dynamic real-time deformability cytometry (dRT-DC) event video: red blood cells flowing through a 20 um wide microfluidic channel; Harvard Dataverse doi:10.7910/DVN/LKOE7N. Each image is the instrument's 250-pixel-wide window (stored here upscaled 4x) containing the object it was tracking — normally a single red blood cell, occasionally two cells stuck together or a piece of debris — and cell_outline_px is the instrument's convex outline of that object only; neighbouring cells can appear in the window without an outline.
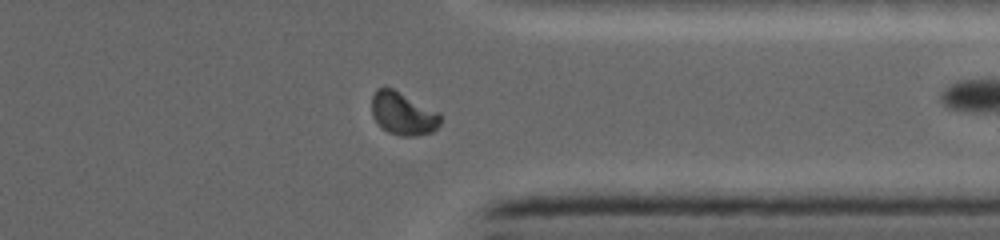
{"species": "common noctule bat (a hibernating species)", "species_latin": "Nyctalus noctula", "temperature_condition": "warm", "stored_images_in_passage": 27, "camera_frame_rate_fps": 5000, "um_per_image_px": 0.085, "animal": {"sex": "female", "body_mass_g": 19.0, "forearm_length_mm": 53.3}, "frame": {"image": 1, "passage_image": 16, "time_ms": 7.4, "image_size_px": [1000, 240], "cell_outline_px": [[440, 124], [432, 132], [416, 136], [400, 136], [388, 132], [372, 116], [372, 96], [376, 88], [392, 88], [440, 112]], "centroid_in_image_um": [34.27, 9.65], "position_along_channel_um": 377.1, "area_um2": 17.05}}